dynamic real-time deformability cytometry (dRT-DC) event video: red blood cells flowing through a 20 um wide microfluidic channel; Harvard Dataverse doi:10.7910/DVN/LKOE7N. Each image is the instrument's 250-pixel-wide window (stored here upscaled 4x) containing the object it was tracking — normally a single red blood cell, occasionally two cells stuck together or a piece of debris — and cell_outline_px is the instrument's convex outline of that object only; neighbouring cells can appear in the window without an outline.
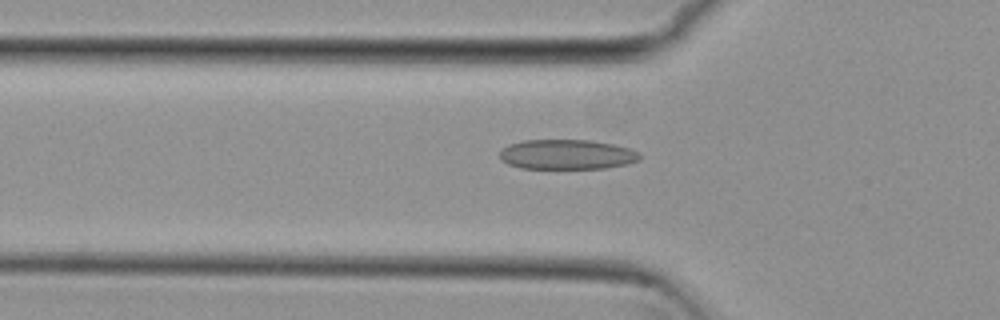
{"species": "common noctule bat (a hibernating species)", "species_latin": "Nyctalus noctula", "temperature_condition": "cold", "stored_images_in_passage": 42, "camera_frame_rate_fps": 3000, "um_per_image_px": 0.085, "animal": {"sex": "female", "body_mass_g": 29.2, "forearm_length_mm": 56.3}, "frame": {"image": 1, "passage_image": 12, "time_ms": 3.667, "image_size_px": [1000, 320], "cell_outline_px": [[640, 160], [628, 164], [604, 168], [520, 168], [508, 164], [500, 160], [500, 148], [508, 144], [524, 140], [592, 140], [612, 144], [628, 148], [636, 152], [640, 156]], "centroid_in_image_um": [48.13, 13.12], "position_along_channel_um": 77.7, "area_um2": 24.39}}
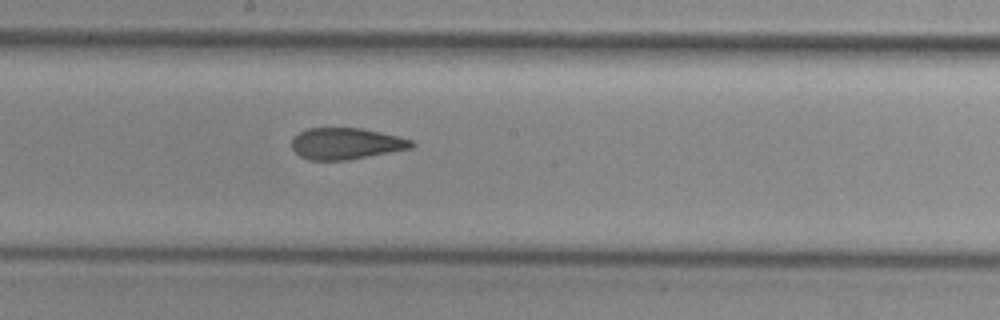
{"frame": {"image": 2, "passage_image": 23, "time_ms": 7.333, "image_size_px": [1000, 320], "cell_outline_px": [[416, 144], [412, 148], [348, 160], [308, 160], [300, 156], [292, 148], [292, 140], [300, 132], [308, 128], [360, 128], [380, 132], [412, 140]], "centroid_in_image_um": [29.42, 12.21], "position_along_channel_um": 218.8, "area_um2": 21.79}}
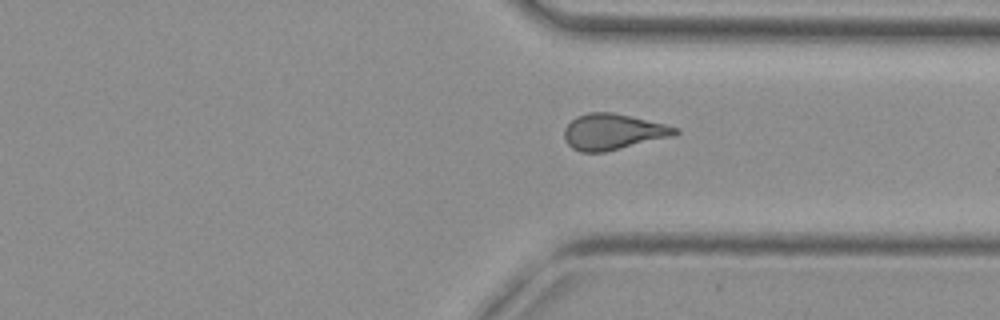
{"frame": {"image": 3, "passage_image": 34, "time_ms": 11.0, "image_size_px": [1000, 320], "cell_outline_px": [[680, 132], [672, 136], [604, 152], [580, 152], [572, 148], [564, 140], [564, 128], [576, 116], [588, 112], [612, 112], [664, 124], [680, 128]], "centroid_in_image_um": [52.07, 11.2], "position_along_channel_um": 359.3, "area_um2": 23.06}, "authors_computed_cell_mechanics": {"area_um2": 23.0044, "velocity_mm_per_s": 3.8283, "shape_relaxation_time_tau1_ms": null, "shape_relaxation_time_tau2_ms": 1.6955, "deformation_change_tau1": null, "deformation_change_tau2": 0.0911}}